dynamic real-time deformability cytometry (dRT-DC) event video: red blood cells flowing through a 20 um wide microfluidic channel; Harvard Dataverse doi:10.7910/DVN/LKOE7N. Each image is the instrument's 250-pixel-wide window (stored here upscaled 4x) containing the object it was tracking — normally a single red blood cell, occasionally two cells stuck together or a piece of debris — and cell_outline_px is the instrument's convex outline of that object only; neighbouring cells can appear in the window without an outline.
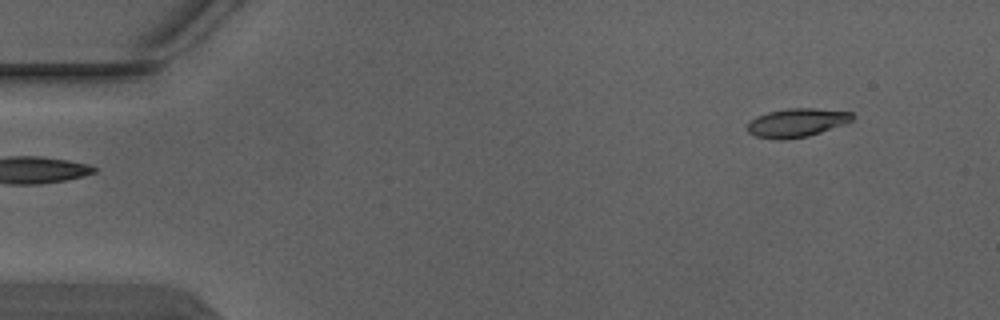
{"species": "Egyptian fruit bat (a non-hibernating species)", "species_latin": "Rousettus aegyptiacus", "temperature_condition": "warm", "stored_images_in_passage": 3, "segment_of_instrument_passage": [2, 2], "camera_frame_rate_fps": 3000, "um_per_image_px": 0.085, "animal": {"sex": "male"}, "frame": {"image": 1, "passage_image": 3, "time_ms": 0.667, "image_size_px": [1000, 320], "cell_outline_px": [[856, 116], [852, 120], [844, 124], [808, 136], [784, 140], [780, 140], [756, 136], [748, 132], [748, 124], [756, 116], [768, 112], [788, 108], [812, 108], [852, 112]], "centroid_in_image_um": [67.74, 10.42], "position_along_channel_um": 17.3, "area_um2": 17.4}}